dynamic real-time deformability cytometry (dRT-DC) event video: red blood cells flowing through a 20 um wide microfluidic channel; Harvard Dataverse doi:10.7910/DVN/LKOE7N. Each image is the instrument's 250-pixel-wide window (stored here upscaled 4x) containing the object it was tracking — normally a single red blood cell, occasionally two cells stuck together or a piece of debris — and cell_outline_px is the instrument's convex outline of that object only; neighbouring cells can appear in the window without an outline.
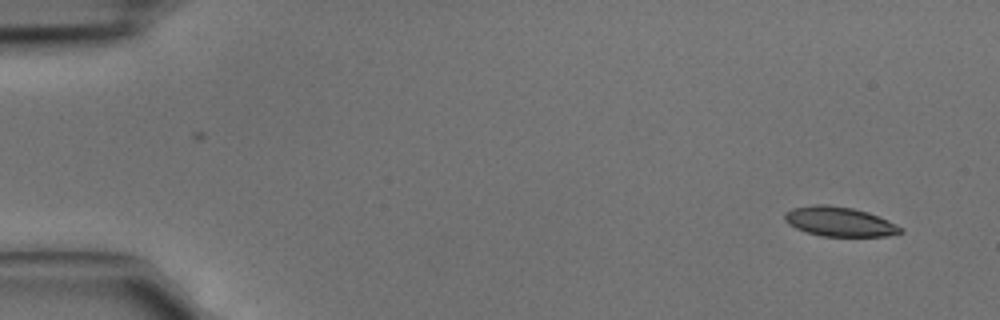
{"species": "common noctule bat (a hibernating species)", "species_latin": "Nyctalus noctula", "temperature_condition": "cold", "stored_images_in_passage": 2, "camera_frame_rate_fps": 3000, "um_per_image_px": 0.085, "animal": {"sex": "male", "body_mass_g": 15.6}, "frame": {"image": 1, "passage_image": 2, "time_ms": 0.333, "image_size_px": [1000, 320], "cell_outline_px": [[904, 232], [888, 236], [820, 236], [796, 228], [788, 224], [784, 220], [784, 212], [792, 208], [812, 204], [828, 204], [852, 208], [868, 212], [888, 220], [904, 228]], "centroid_in_image_um": [71.35, 18.83], "position_along_channel_um": 13.7, "area_um2": 20.11}}